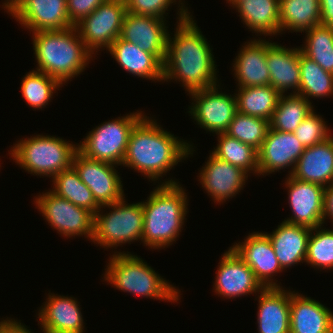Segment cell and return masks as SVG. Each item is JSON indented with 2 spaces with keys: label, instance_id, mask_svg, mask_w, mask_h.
<instances>
[{
  "label": "cell",
  "instance_id": "6da1fadb",
  "mask_svg": "<svg viewBox=\"0 0 333 333\" xmlns=\"http://www.w3.org/2000/svg\"><path fill=\"white\" fill-rule=\"evenodd\" d=\"M178 10L174 37L168 35L163 81H181L189 93L217 86L216 64L207 39L184 3Z\"/></svg>",
  "mask_w": 333,
  "mask_h": 333
},
{
  "label": "cell",
  "instance_id": "7a4b0ae2",
  "mask_svg": "<svg viewBox=\"0 0 333 333\" xmlns=\"http://www.w3.org/2000/svg\"><path fill=\"white\" fill-rule=\"evenodd\" d=\"M181 140L145 115L130 134L122 165L156 181L193 154V146Z\"/></svg>",
  "mask_w": 333,
  "mask_h": 333
},
{
  "label": "cell",
  "instance_id": "3957f363",
  "mask_svg": "<svg viewBox=\"0 0 333 333\" xmlns=\"http://www.w3.org/2000/svg\"><path fill=\"white\" fill-rule=\"evenodd\" d=\"M143 205L142 243L153 249L169 246L179 237L187 214V194L176 180L159 184Z\"/></svg>",
  "mask_w": 333,
  "mask_h": 333
},
{
  "label": "cell",
  "instance_id": "277c9868",
  "mask_svg": "<svg viewBox=\"0 0 333 333\" xmlns=\"http://www.w3.org/2000/svg\"><path fill=\"white\" fill-rule=\"evenodd\" d=\"M32 34L38 63L36 70L56 79L61 85L81 74L93 58L75 26Z\"/></svg>",
  "mask_w": 333,
  "mask_h": 333
},
{
  "label": "cell",
  "instance_id": "5b68a950",
  "mask_svg": "<svg viewBox=\"0 0 333 333\" xmlns=\"http://www.w3.org/2000/svg\"><path fill=\"white\" fill-rule=\"evenodd\" d=\"M129 252H115L110 256L104 280L116 289L151 299L177 302L180 290L151 268L140 257ZM144 261V262H143Z\"/></svg>",
  "mask_w": 333,
  "mask_h": 333
},
{
  "label": "cell",
  "instance_id": "8992f818",
  "mask_svg": "<svg viewBox=\"0 0 333 333\" xmlns=\"http://www.w3.org/2000/svg\"><path fill=\"white\" fill-rule=\"evenodd\" d=\"M59 137L36 135L21 139L10 149V155L30 174L53 178L72 167L78 145Z\"/></svg>",
  "mask_w": 333,
  "mask_h": 333
},
{
  "label": "cell",
  "instance_id": "52a82bcc",
  "mask_svg": "<svg viewBox=\"0 0 333 333\" xmlns=\"http://www.w3.org/2000/svg\"><path fill=\"white\" fill-rule=\"evenodd\" d=\"M125 199L100 206L94 214L92 242L108 248L141 240L144 216L142 202L126 204ZM111 208L109 213H100L101 208Z\"/></svg>",
  "mask_w": 333,
  "mask_h": 333
},
{
  "label": "cell",
  "instance_id": "ba28073f",
  "mask_svg": "<svg viewBox=\"0 0 333 333\" xmlns=\"http://www.w3.org/2000/svg\"><path fill=\"white\" fill-rule=\"evenodd\" d=\"M144 116L142 111H138L101 123L89 131L84 141H80L78 151L90 159L121 166L130 134Z\"/></svg>",
  "mask_w": 333,
  "mask_h": 333
},
{
  "label": "cell",
  "instance_id": "9c48e42d",
  "mask_svg": "<svg viewBox=\"0 0 333 333\" xmlns=\"http://www.w3.org/2000/svg\"><path fill=\"white\" fill-rule=\"evenodd\" d=\"M36 208L49 225L65 237L84 235L92 240L94 214L83 207L76 206L51 190L35 198Z\"/></svg>",
  "mask_w": 333,
  "mask_h": 333
},
{
  "label": "cell",
  "instance_id": "30bf717a",
  "mask_svg": "<svg viewBox=\"0 0 333 333\" xmlns=\"http://www.w3.org/2000/svg\"><path fill=\"white\" fill-rule=\"evenodd\" d=\"M126 13L125 2L106 0L75 25L79 36L92 54L103 47L108 50L120 37Z\"/></svg>",
  "mask_w": 333,
  "mask_h": 333
},
{
  "label": "cell",
  "instance_id": "8fae6325",
  "mask_svg": "<svg viewBox=\"0 0 333 333\" xmlns=\"http://www.w3.org/2000/svg\"><path fill=\"white\" fill-rule=\"evenodd\" d=\"M217 86L189 93L194 100L188 111L201 128L215 134L225 133L237 113L236 96L233 97Z\"/></svg>",
  "mask_w": 333,
  "mask_h": 333
},
{
  "label": "cell",
  "instance_id": "7c38bea8",
  "mask_svg": "<svg viewBox=\"0 0 333 333\" xmlns=\"http://www.w3.org/2000/svg\"><path fill=\"white\" fill-rule=\"evenodd\" d=\"M5 9L30 32L73 27L68 17L67 0H13Z\"/></svg>",
  "mask_w": 333,
  "mask_h": 333
},
{
  "label": "cell",
  "instance_id": "4fadbf2b",
  "mask_svg": "<svg viewBox=\"0 0 333 333\" xmlns=\"http://www.w3.org/2000/svg\"><path fill=\"white\" fill-rule=\"evenodd\" d=\"M114 166L112 163L90 159L79 151L74 155L72 167L100 206L125 198L121 178Z\"/></svg>",
  "mask_w": 333,
  "mask_h": 333
},
{
  "label": "cell",
  "instance_id": "5bb4252c",
  "mask_svg": "<svg viewBox=\"0 0 333 333\" xmlns=\"http://www.w3.org/2000/svg\"><path fill=\"white\" fill-rule=\"evenodd\" d=\"M166 20L137 15L127 11L120 38L136 44L145 52L154 54L163 64L167 55L168 35Z\"/></svg>",
  "mask_w": 333,
  "mask_h": 333
},
{
  "label": "cell",
  "instance_id": "9a60e30c",
  "mask_svg": "<svg viewBox=\"0 0 333 333\" xmlns=\"http://www.w3.org/2000/svg\"><path fill=\"white\" fill-rule=\"evenodd\" d=\"M288 202L292 216L285 222L310 228L322 226L325 187L287 176ZM294 215V216H293Z\"/></svg>",
  "mask_w": 333,
  "mask_h": 333
},
{
  "label": "cell",
  "instance_id": "2e32d148",
  "mask_svg": "<svg viewBox=\"0 0 333 333\" xmlns=\"http://www.w3.org/2000/svg\"><path fill=\"white\" fill-rule=\"evenodd\" d=\"M219 264L214 283L216 295L230 299L259 293L264 288L254 271L231 247L224 252Z\"/></svg>",
  "mask_w": 333,
  "mask_h": 333
},
{
  "label": "cell",
  "instance_id": "e0dca14e",
  "mask_svg": "<svg viewBox=\"0 0 333 333\" xmlns=\"http://www.w3.org/2000/svg\"><path fill=\"white\" fill-rule=\"evenodd\" d=\"M240 243L234 244L231 248L254 271L256 279L262 286L282 287L272 279L275 273H280L283 269L268 236L262 232H253Z\"/></svg>",
  "mask_w": 333,
  "mask_h": 333
},
{
  "label": "cell",
  "instance_id": "ac0fdd59",
  "mask_svg": "<svg viewBox=\"0 0 333 333\" xmlns=\"http://www.w3.org/2000/svg\"><path fill=\"white\" fill-rule=\"evenodd\" d=\"M305 147L294 133L269 129L261 148L258 150V175L272 174L291 167V175Z\"/></svg>",
  "mask_w": 333,
  "mask_h": 333
},
{
  "label": "cell",
  "instance_id": "d6986e66",
  "mask_svg": "<svg viewBox=\"0 0 333 333\" xmlns=\"http://www.w3.org/2000/svg\"><path fill=\"white\" fill-rule=\"evenodd\" d=\"M205 163L198 179L214 202L222 204L243 189L248 178V173L244 170L219 159L212 153Z\"/></svg>",
  "mask_w": 333,
  "mask_h": 333
},
{
  "label": "cell",
  "instance_id": "ffe728a7",
  "mask_svg": "<svg viewBox=\"0 0 333 333\" xmlns=\"http://www.w3.org/2000/svg\"><path fill=\"white\" fill-rule=\"evenodd\" d=\"M48 295L38 313L41 330L44 333H84V320L76 299L54 293Z\"/></svg>",
  "mask_w": 333,
  "mask_h": 333
},
{
  "label": "cell",
  "instance_id": "44dd1931",
  "mask_svg": "<svg viewBox=\"0 0 333 333\" xmlns=\"http://www.w3.org/2000/svg\"><path fill=\"white\" fill-rule=\"evenodd\" d=\"M266 61L270 72V85L281 95L287 90L298 94L300 86V47L286 48L266 41Z\"/></svg>",
  "mask_w": 333,
  "mask_h": 333
},
{
  "label": "cell",
  "instance_id": "7402d4cb",
  "mask_svg": "<svg viewBox=\"0 0 333 333\" xmlns=\"http://www.w3.org/2000/svg\"><path fill=\"white\" fill-rule=\"evenodd\" d=\"M290 333H333V312L317 300L290 291Z\"/></svg>",
  "mask_w": 333,
  "mask_h": 333
},
{
  "label": "cell",
  "instance_id": "603a6c76",
  "mask_svg": "<svg viewBox=\"0 0 333 333\" xmlns=\"http://www.w3.org/2000/svg\"><path fill=\"white\" fill-rule=\"evenodd\" d=\"M291 176L324 187L333 183V136L305 148Z\"/></svg>",
  "mask_w": 333,
  "mask_h": 333
},
{
  "label": "cell",
  "instance_id": "cb8c5ba5",
  "mask_svg": "<svg viewBox=\"0 0 333 333\" xmlns=\"http://www.w3.org/2000/svg\"><path fill=\"white\" fill-rule=\"evenodd\" d=\"M258 294V333H290V292L271 287Z\"/></svg>",
  "mask_w": 333,
  "mask_h": 333
},
{
  "label": "cell",
  "instance_id": "d4e9b609",
  "mask_svg": "<svg viewBox=\"0 0 333 333\" xmlns=\"http://www.w3.org/2000/svg\"><path fill=\"white\" fill-rule=\"evenodd\" d=\"M311 230L312 228L307 226L283 221L272 233L265 232L283 270L305 262Z\"/></svg>",
  "mask_w": 333,
  "mask_h": 333
},
{
  "label": "cell",
  "instance_id": "484cf974",
  "mask_svg": "<svg viewBox=\"0 0 333 333\" xmlns=\"http://www.w3.org/2000/svg\"><path fill=\"white\" fill-rule=\"evenodd\" d=\"M233 65L239 87L270 85V72L266 61V40L245 42Z\"/></svg>",
  "mask_w": 333,
  "mask_h": 333
},
{
  "label": "cell",
  "instance_id": "4316f807",
  "mask_svg": "<svg viewBox=\"0 0 333 333\" xmlns=\"http://www.w3.org/2000/svg\"><path fill=\"white\" fill-rule=\"evenodd\" d=\"M108 51L127 72L142 79L163 81V63L154 54L139 49L136 44L118 37Z\"/></svg>",
  "mask_w": 333,
  "mask_h": 333
},
{
  "label": "cell",
  "instance_id": "83f0119b",
  "mask_svg": "<svg viewBox=\"0 0 333 333\" xmlns=\"http://www.w3.org/2000/svg\"><path fill=\"white\" fill-rule=\"evenodd\" d=\"M233 8L240 13L250 31L257 35L275 36L280 33L279 0H239Z\"/></svg>",
  "mask_w": 333,
  "mask_h": 333
},
{
  "label": "cell",
  "instance_id": "f1b7e54d",
  "mask_svg": "<svg viewBox=\"0 0 333 333\" xmlns=\"http://www.w3.org/2000/svg\"><path fill=\"white\" fill-rule=\"evenodd\" d=\"M320 0H279V32H304L321 24Z\"/></svg>",
  "mask_w": 333,
  "mask_h": 333
},
{
  "label": "cell",
  "instance_id": "f546056e",
  "mask_svg": "<svg viewBox=\"0 0 333 333\" xmlns=\"http://www.w3.org/2000/svg\"><path fill=\"white\" fill-rule=\"evenodd\" d=\"M235 96L237 111L249 116L271 120L281 94L271 85L238 87Z\"/></svg>",
  "mask_w": 333,
  "mask_h": 333
},
{
  "label": "cell",
  "instance_id": "4dcf8cb0",
  "mask_svg": "<svg viewBox=\"0 0 333 333\" xmlns=\"http://www.w3.org/2000/svg\"><path fill=\"white\" fill-rule=\"evenodd\" d=\"M312 103L298 94H282L270 120V128L293 133L299 124L314 110Z\"/></svg>",
  "mask_w": 333,
  "mask_h": 333
},
{
  "label": "cell",
  "instance_id": "1f68e13d",
  "mask_svg": "<svg viewBox=\"0 0 333 333\" xmlns=\"http://www.w3.org/2000/svg\"><path fill=\"white\" fill-rule=\"evenodd\" d=\"M52 192L75 204L88 209L93 214L97 213L100 205L93 197L92 191L81 181L76 170L71 167L56 174Z\"/></svg>",
  "mask_w": 333,
  "mask_h": 333
},
{
  "label": "cell",
  "instance_id": "d6a6232c",
  "mask_svg": "<svg viewBox=\"0 0 333 333\" xmlns=\"http://www.w3.org/2000/svg\"><path fill=\"white\" fill-rule=\"evenodd\" d=\"M300 86L298 95L323 98L333 95V74L325 71L315 61L305 56L300 49ZM309 98V99H308Z\"/></svg>",
  "mask_w": 333,
  "mask_h": 333
},
{
  "label": "cell",
  "instance_id": "836d02e7",
  "mask_svg": "<svg viewBox=\"0 0 333 333\" xmlns=\"http://www.w3.org/2000/svg\"><path fill=\"white\" fill-rule=\"evenodd\" d=\"M216 135L218 136V144L211 151L214 156L241 168L248 174L258 175V151L256 149L230 137L226 133Z\"/></svg>",
  "mask_w": 333,
  "mask_h": 333
},
{
  "label": "cell",
  "instance_id": "e575fe53",
  "mask_svg": "<svg viewBox=\"0 0 333 333\" xmlns=\"http://www.w3.org/2000/svg\"><path fill=\"white\" fill-rule=\"evenodd\" d=\"M304 32L307 38L300 47L302 53L333 74V27L319 24Z\"/></svg>",
  "mask_w": 333,
  "mask_h": 333
},
{
  "label": "cell",
  "instance_id": "d590c367",
  "mask_svg": "<svg viewBox=\"0 0 333 333\" xmlns=\"http://www.w3.org/2000/svg\"><path fill=\"white\" fill-rule=\"evenodd\" d=\"M62 85L51 76L32 70L24 76L21 83V92L27 105L34 109L44 108L53 97L54 91Z\"/></svg>",
  "mask_w": 333,
  "mask_h": 333
},
{
  "label": "cell",
  "instance_id": "8d00e7d4",
  "mask_svg": "<svg viewBox=\"0 0 333 333\" xmlns=\"http://www.w3.org/2000/svg\"><path fill=\"white\" fill-rule=\"evenodd\" d=\"M269 129L270 121L267 119L249 116L237 111L225 133L258 151Z\"/></svg>",
  "mask_w": 333,
  "mask_h": 333
},
{
  "label": "cell",
  "instance_id": "74e56055",
  "mask_svg": "<svg viewBox=\"0 0 333 333\" xmlns=\"http://www.w3.org/2000/svg\"><path fill=\"white\" fill-rule=\"evenodd\" d=\"M305 262L318 269L333 268V229H323V226L312 228Z\"/></svg>",
  "mask_w": 333,
  "mask_h": 333
},
{
  "label": "cell",
  "instance_id": "f35d334b",
  "mask_svg": "<svg viewBox=\"0 0 333 333\" xmlns=\"http://www.w3.org/2000/svg\"><path fill=\"white\" fill-rule=\"evenodd\" d=\"M326 121L313 110L293 132L298 141L305 147H311L331 136Z\"/></svg>",
  "mask_w": 333,
  "mask_h": 333
},
{
  "label": "cell",
  "instance_id": "ab89813d",
  "mask_svg": "<svg viewBox=\"0 0 333 333\" xmlns=\"http://www.w3.org/2000/svg\"><path fill=\"white\" fill-rule=\"evenodd\" d=\"M176 0H127V11L137 15L153 16L165 19L168 8Z\"/></svg>",
  "mask_w": 333,
  "mask_h": 333
},
{
  "label": "cell",
  "instance_id": "60d3db41",
  "mask_svg": "<svg viewBox=\"0 0 333 333\" xmlns=\"http://www.w3.org/2000/svg\"><path fill=\"white\" fill-rule=\"evenodd\" d=\"M106 0H67L68 17L73 26Z\"/></svg>",
  "mask_w": 333,
  "mask_h": 333
},
{
  "label": "cell",
  "instance_id": "b9f144b4",
  "mask_svg": "<svg viewBox=\"0 0 333 333\" xmlns=\"http://www.w3.org/2000/svg\"><path fill=\"white\" fill-rule=\"evenodd\" d=\"M26 325L21 324L15 319H8L0 321V333H32L31 330L26 328Z\"/></svg>",
  "mask_w": 333,
  "mask_h": 333
},
{
  "label": "cell",
  "instance_id": "7bdbcfd3",
  "mask_svg": "<svg viewBox=\"0 0 333 333\" xmlns=\"http://www.w3.org/2000/svg\"><path fill=\"white\" fill-rule=\"evenodd\" d=\"M326 217H329L328 219L333 223V183L324 190L323 223H325Z\"/></svg>",
  "mask_w": 333,
  "mask_h": 333
},
{
  "label": "cell",
  "instance_id": "ee69618b",
  "mask_svg": "<svg viewBox=\"0 0 333 333\" xmlns=\"http://www.w3.org/2000/svg\"><path fill=\"white\" fill-rule=\"evenodd\" d=\"M320 23L333 27V0H320Z\"/></svg>",
  "mask_w": 333,
  "mask_h": 333
},
{
  "label": "cell",
  "instance_id": "f6af8a7d",
  "mask_svg": "<svg viewBox=\"0 0 333 333\" xmlns=\"http://www.w3.org/2000/svg\"><path fill=\"white\" fill-rule=\"evenodd\" d=\"M13 0H5V2L3 3V8L5 10V8L12 2Z\"/></svg>",
  "mask_w": 333,
  "mask_h": 333
},
{
  "label": "cell",
  "instance_id": "bcb514c9",
  "mask_svg": "<svg viewBox=\"0 0 333 333\" xmlns=\"http://www.w3.org/2000/svg\"><path fill=\"white\" fill-rule=\"evenodd\" d=\"M231 6H234L239 0H226Z\"/></svg>",
  "mask_w": 333,
  "mask_h": 333
}]
</instances>
